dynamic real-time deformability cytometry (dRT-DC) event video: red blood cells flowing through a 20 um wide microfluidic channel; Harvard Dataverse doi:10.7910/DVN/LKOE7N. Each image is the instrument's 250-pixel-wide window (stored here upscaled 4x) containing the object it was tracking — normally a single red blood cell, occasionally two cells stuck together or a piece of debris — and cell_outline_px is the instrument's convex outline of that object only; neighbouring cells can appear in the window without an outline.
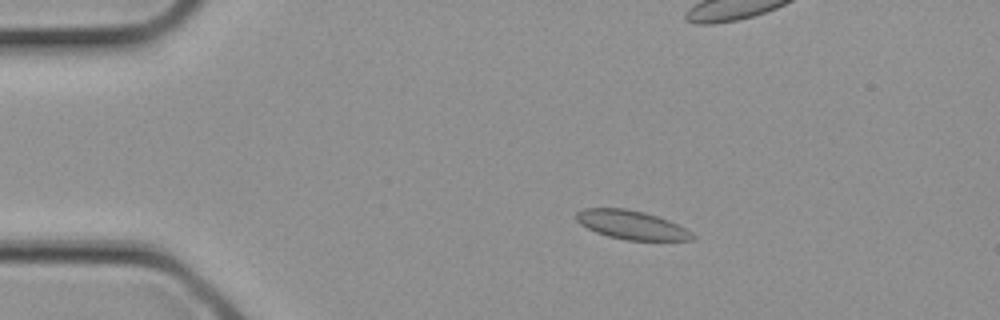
{"species": "common noctule bat (a hibernating species)", "species_latin": "Nyctalus noctula", "temperature_condition": "cold", "stored_images_in_passage": 4, "camera_frame_rate_fps": 3000, "um_per_image_px": 0.085, "animal": {"sex": "female", "body_mass_g": 21.9}, "frame": {"image": 1, "passage_image": 2, "time_ms": 0.333, "image_size_px": [1000, 320], "cell_outline_px": [[696, 236], [692, 240], [628, 240], [608, 236], [596, 232], [580, 224], [576, 220], [576, 212], [584, 208], [624, 208], [644, 212], [668, 220], [692, 232]], "centroid_in_image_um": [53.66, 19.11], "position_along_channel_um": 31.3, "area_um2": 19.31}}
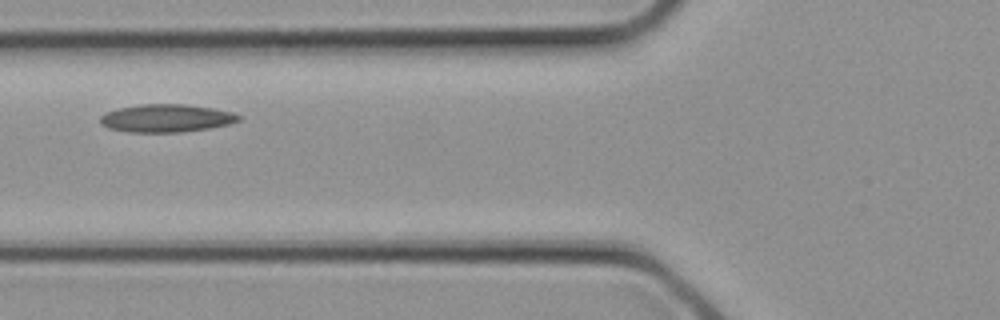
{"frame": {"image": 2, "passage_image": 4, "time_ms": 1.0, "image_size_px": [1000, 320], "cell_outline_px": [[240, 120], [228, 124], [208, 128], [180, 132], [128, 132], [108, 128], [100, 124], [100, 116], [104, 112], [116, 108], [140, 104], [184, 104], [212, 108], [232, 112], [240, 116]], "centroid_in_image_um": [14.07, 10.04], "position_along_channel_um": 111.7, "area_um2": 22.54}}